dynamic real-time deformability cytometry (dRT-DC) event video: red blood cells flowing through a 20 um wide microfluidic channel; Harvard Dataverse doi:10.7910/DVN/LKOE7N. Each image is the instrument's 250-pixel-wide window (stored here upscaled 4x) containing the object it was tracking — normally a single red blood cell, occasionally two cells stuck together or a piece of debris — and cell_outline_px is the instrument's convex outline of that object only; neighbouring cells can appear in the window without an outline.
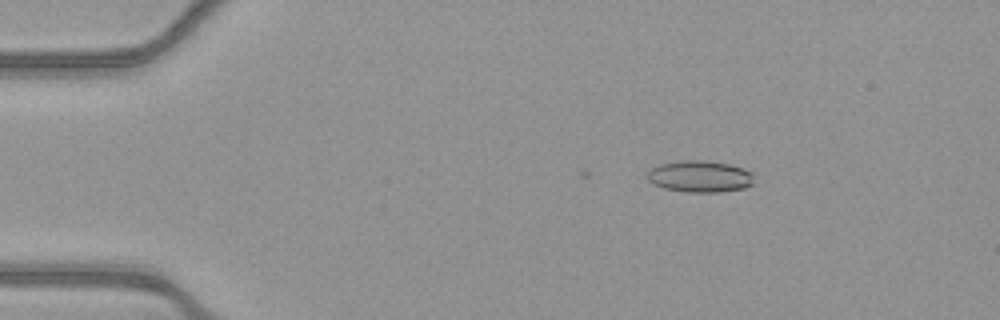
{"species": "common noctule bat (a hibernating species)", "species_latin": "Nyctalus noctula", "temperature_condition": "warm", "stored_images_in_passage": 5, "camera_frame_rate_fps": 3000, "um_per_image_px": 0.085, "animal": {"sex": "female", "body_mass_g": 21.9}, "frame": {"image": 1, "passage_image": 2, "time_ms": 0.333, "image_size_px": [1000, 320], "cell_outline_px": [[756, 184], [744, 188], [720, 192], [688, 192], [664, 188], [652, 184], [644, 176], [652, 168], [660, 164], [680, 160], [704, 160], [728, 164], [744, 168], [752, 172]], "centroid_in_image_um": [59.51, 15.0], "position_along_channel_um": 25.5, "area_um2": 20.0}}